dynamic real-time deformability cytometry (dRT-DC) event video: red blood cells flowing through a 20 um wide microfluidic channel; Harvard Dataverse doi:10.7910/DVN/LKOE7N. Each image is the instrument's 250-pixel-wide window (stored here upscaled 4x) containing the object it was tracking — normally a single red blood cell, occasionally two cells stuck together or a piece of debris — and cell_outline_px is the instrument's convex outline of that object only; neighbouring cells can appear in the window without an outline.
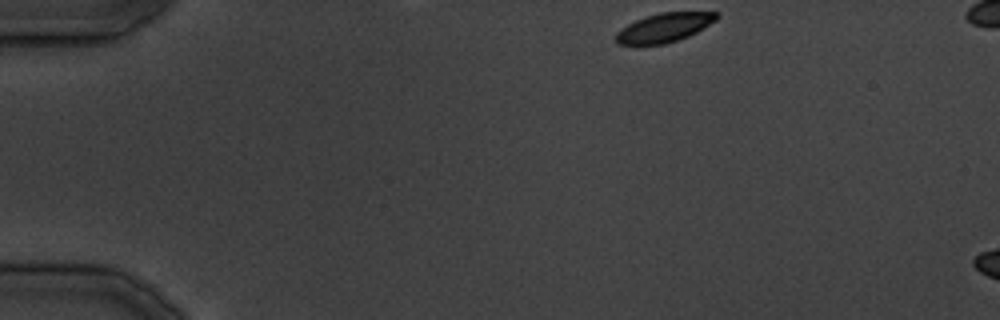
{"species": "common noctule bat (a hibernating species)", "species_latin": "Nyctalus noctula", "temperature_condition": "cold", "stored_images_in_passage": 4, "camera_frame_rate_fps": 3000, "um_per_image_px": 0.085, "animal": {"sex": "male", "body_mass_g": 19.5, "forearm_length_mm": 54.6}, "frame": {"image": 1, "passage_image": 1, "time_ms": 0.0, "image_size_px": [1000, 320], "cell_outline_px": [[720, 16], [716, 20], [696, 32], [688, 36], [664, 44], [616, 44], [616, 32], [620, 28], [636, 20], [660, 12], [720, 12]], "centroid_in_image_um": [56.47, 2.34], "position_along_channel_um": 28.5, "area_um2": 16.82}}